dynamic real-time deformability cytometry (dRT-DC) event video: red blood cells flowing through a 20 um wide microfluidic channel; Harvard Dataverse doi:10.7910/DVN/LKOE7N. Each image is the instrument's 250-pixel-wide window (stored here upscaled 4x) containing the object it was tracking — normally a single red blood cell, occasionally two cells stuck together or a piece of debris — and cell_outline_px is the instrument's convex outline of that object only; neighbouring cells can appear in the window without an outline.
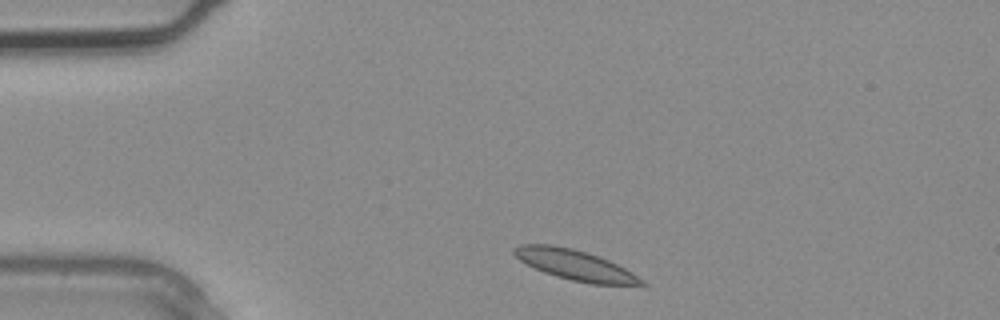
{"species": "common noctule bat (a hibernating species)", "species_latin": "Nyctalus noctula", "temperature_condition": "warm", "stored_images_in_passage": 2, "camera_frame_rate_fps": 3000, "um_per_image_px": 0.085, "animal": {"sex": "male", "body_mass_g": 20.4}, "frame": {"image": 1, "passage_image": 1, "time_ms": 0.0, "image_size_px": [1000, 320], "cell_outline_px": [[648, 284], [592, 284], [572, 280], [556, 276], [544, 272], [520, 260], [512, 252], [512, 248], [520, 244], [548, 244], [572, 248], [608, 260], [624, 268], [644, 280]], "centroid_in_image_um": [48.83, 22.51], "position_along_channel_um": 36.2, "area_um2": 21.91}}